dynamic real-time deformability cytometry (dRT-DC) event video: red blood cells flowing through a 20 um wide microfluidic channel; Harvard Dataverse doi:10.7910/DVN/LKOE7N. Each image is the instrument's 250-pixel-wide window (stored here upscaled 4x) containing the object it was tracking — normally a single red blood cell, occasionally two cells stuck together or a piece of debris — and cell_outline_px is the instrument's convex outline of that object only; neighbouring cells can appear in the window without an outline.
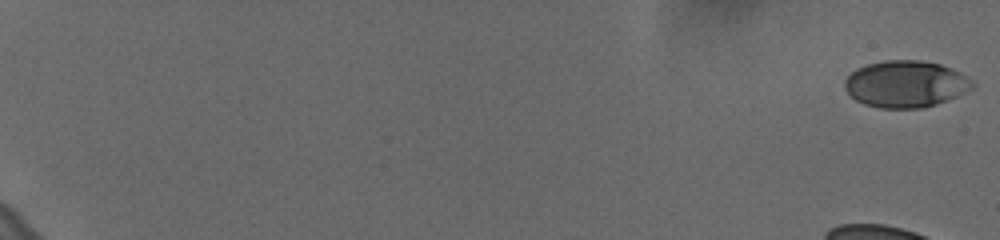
{"species": "human", "species_latin": "Homo sapiens", "temperature_condition": "cold", "stored_images_in_passage": 17, "camera_frame_rate_fps": 3000, "um_per_image_px": 0.085, "donor": {"sex": "female"}, "frame": {"image": 1, "passage_image": 1, "time_ms": 0.0, "image_size_px": [1000, 240], "cell_outline_px": [[976, 84], [972, 88], [956, 96], [936, 104], [924, 108], [880, 108], [864, 104], [856, 100], [848, 92], [844, 84], [844, 80], [856, 68], [868, 64], [884, 60], [920, 60], [940, 64], [972, 80]], "centroid_in_image_um": [76.95, 7.14], "position_along_channel_um": 8.0, "area_um2": 34.45}}